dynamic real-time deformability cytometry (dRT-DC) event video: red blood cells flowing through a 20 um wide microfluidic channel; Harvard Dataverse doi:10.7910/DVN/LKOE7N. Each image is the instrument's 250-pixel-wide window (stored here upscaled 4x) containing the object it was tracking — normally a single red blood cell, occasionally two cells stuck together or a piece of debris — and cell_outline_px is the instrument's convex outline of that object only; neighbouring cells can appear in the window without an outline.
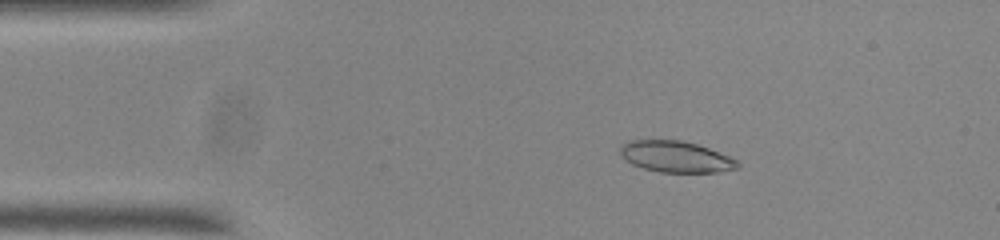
{"species": "common noctule bat (a hibernating species)", "species_latin": "Nyctalus noctula", "temperature_condition": "room temperature", "stored_images_in_passage": 49, "camera_frame_rate_fps": 3000, "um_per_image_px": 0.085, "animal": {"sex": "male", "body_mass_g": 20.0, "forearm_length_mm": 53.3}, "frame": {"image": 1, "passage_image": 4, "time_ms": 1.0, "image_size_px": [1000, 240], "cell_outline_px": [[740, 168], [716, 172], [660, 172], [644, 168], [632, 164], [620, 156], [620, 144], [628, 140], [680, 140], [696, 144], [708, 148], [728, 156], [736, 160], [740, 164]], "centroid_in_image_um": [57.41, 13.31], "position_along_channel_um": 27.6, "area_um2": 21.33}}
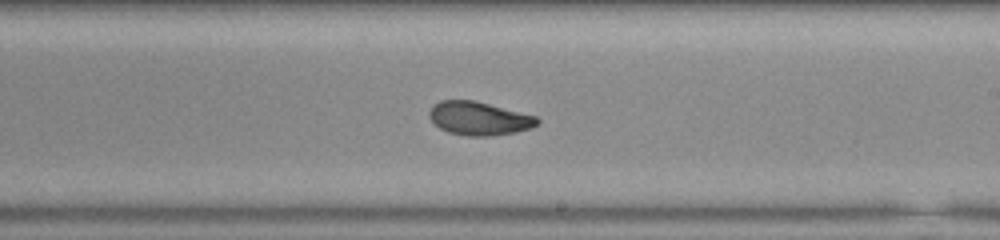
{"frame": {"image": 2, "passage_image": 26, "time_ms": 8.333, "image_size_px": [1000, 240], "cell_outline_px": [[540, 124], [532, 128], [516, 132], [492, 136], [468, 136], [448, 132], [440, 128], [428, 116], [428, 112], [432, 104], [440, 100], [476, 100], [536, 116], [540, 120]], "centroid_in_image_um": [40.73, 10.06], "position_along_channel_um": 248.3, "area_um2": 21.33}}
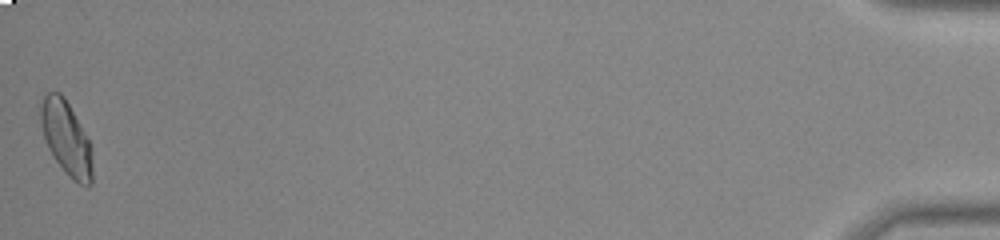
{"frame": {"image": 3, "passage_image": 49, "time_ms": 16.0, "image_size_px": [1000, 240], "cell_outline_px": [[92, 184], [88, 188], [72, 180], [68, 176], [56, 160], [48, 148], [40, 124], [40, 108], [44, 96], [48, 92], [60, 92], [64, 96], [84, 132], [88, 140], [92, 164]], "centroid_in_image_um": [5.62, 11.76], "position_along_channel_um": 429.6, "area_um2": 21.96}, "authors_computed_cell_mechanics": {"area_um2": 21.5594, "velocity_mm_per_s": 3.715, "shape_relaxation_time_tau1_ms": null, "shape_relaxation_time_tau2_ms": 1.9221, "deformation_change_tau1": null, "deformation_change_tau2": 0.0737}}